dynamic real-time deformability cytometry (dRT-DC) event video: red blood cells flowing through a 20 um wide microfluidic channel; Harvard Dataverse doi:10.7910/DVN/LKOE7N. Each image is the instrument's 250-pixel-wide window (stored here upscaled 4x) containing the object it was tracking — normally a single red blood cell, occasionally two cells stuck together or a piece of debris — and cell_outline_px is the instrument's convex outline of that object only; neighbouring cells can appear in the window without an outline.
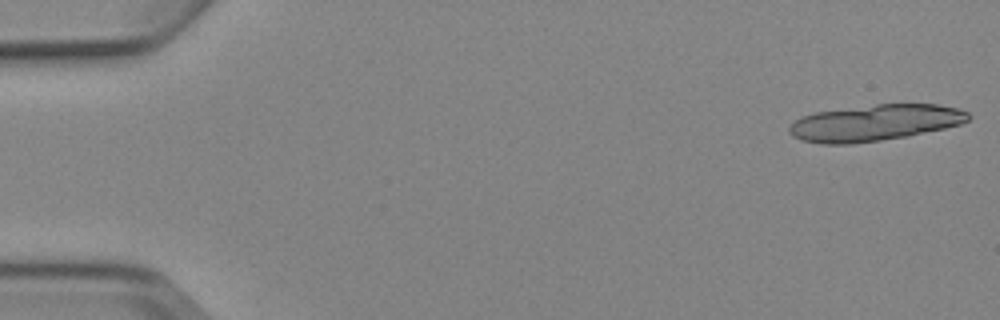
{"species": "Egyptian fruit bat (a non-hibernating species)", "species_latin": "Rousettus aegyptiacus", "temperature_condition": "cold", "stored_images_in_passage": 6, "segment_of_instrument_passage": [1, 2], "camera_frame_rate_fps": 3000, "um_per_image_px": 0.085, "animal": {"sex": "female"}, "frame": {"image": 1, "passage_image": 1, "time_ms": 0.0, "image_size_px": [1000, 320], "cell_outline_px": [[972, 116], [968, 120], [960, 124], [944, 128], [908, 136], [852, 144], [820, 144], [800, 140], [792, 136], [788, 132], [788, 128], [800, 116], [816, 112], [876, 104], [940, 104], [960, 108], [968, 112]], "centroid_in_image_um": [74.37, 10.44], "position_along_channel_um": 10.6, "area_um2": 38.03}}